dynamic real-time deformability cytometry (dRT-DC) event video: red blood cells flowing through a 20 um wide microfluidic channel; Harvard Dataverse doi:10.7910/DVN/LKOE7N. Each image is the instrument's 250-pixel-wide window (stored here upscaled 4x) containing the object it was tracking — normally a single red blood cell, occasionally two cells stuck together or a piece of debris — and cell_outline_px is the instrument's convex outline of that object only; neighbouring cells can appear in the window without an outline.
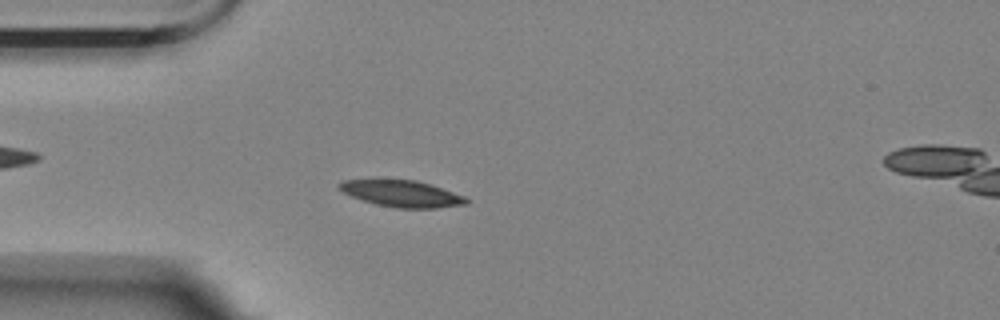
{"species": "Egyptian fruit bat (a non-hibernating species)", "species_latin": "Rousettus aegyptiacus", "temperature_condition": "room temperature", "stored_images_in_passage": 54, "camera_frame_rate_fps": 3000, "um_per_image_px": 0.085, "animal": {"sex": "female"}, "frame": {"image": 1, "passage_image": 11, "time_ms": 3.333, "image_size_px": [1000, 320], "cell_outline_px": [[468, 204], [436, 208], [396, 208], [376, 204], [352, 196], [336, 188], [336, 184], [340, 180], [376, 176], [416, 180], [432, 184], [464, 196], [468, 200]], "centroid_in_image_um": [34.04, 16.39], "position_along_channel_um": 51.0, "area_um2": 20.69}}
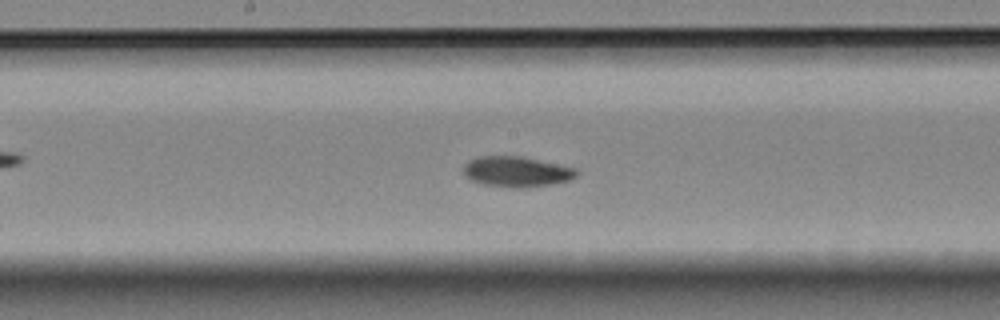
{"frame": {"image": 2, "passage_image": 25, "time_ms": 8.0, "image_size_px": [1000, 320], "cell_outline_px": [[580, 172], [572, 180], [552, 184], [524, 188], [512, 188], [480, 184], [464, 176], [464, 164], [468, 160], [476, 156], [524, 156], [576, 168]], "centroid_in_image_um": [43.92, 14.59], "position_along_channel_um": 204.3, "area_um2": 20.52}}
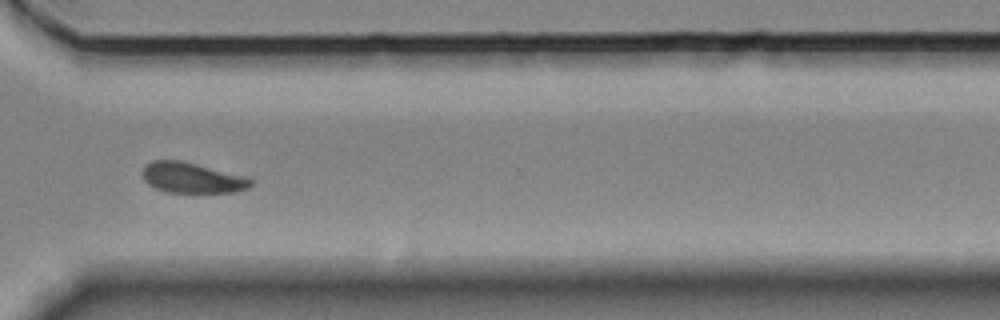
{"frame": {"image": 3, "passage_image": 38, "time_ms": 12.333, "image_size_px": [1000, 320], "cell_outline_px": [[252, 184], [248, 188], [232, 192], [168, 192], [156, 188], [148, 184], [144, 180], [140, 172], [144, 164], [152, 160], [180, 160], [248, 176], [252, 180]], "centroid_in_image_um": [16.29, 15.09], "position_along_channel_um": 354.3, "area_um2": 19.42}, "authors_computed_cell_mechanics": {"area_um2": 19.5653, "velocity_mm_per_s": 3.4636, "shape_relaxation_time_tau1_ms": 4.0719, "shape_relaxation_time_tau2_ms": 4.8222, "deformation_change_tau1": 0.1313, "deformation_change_tau2": 0.0888}}